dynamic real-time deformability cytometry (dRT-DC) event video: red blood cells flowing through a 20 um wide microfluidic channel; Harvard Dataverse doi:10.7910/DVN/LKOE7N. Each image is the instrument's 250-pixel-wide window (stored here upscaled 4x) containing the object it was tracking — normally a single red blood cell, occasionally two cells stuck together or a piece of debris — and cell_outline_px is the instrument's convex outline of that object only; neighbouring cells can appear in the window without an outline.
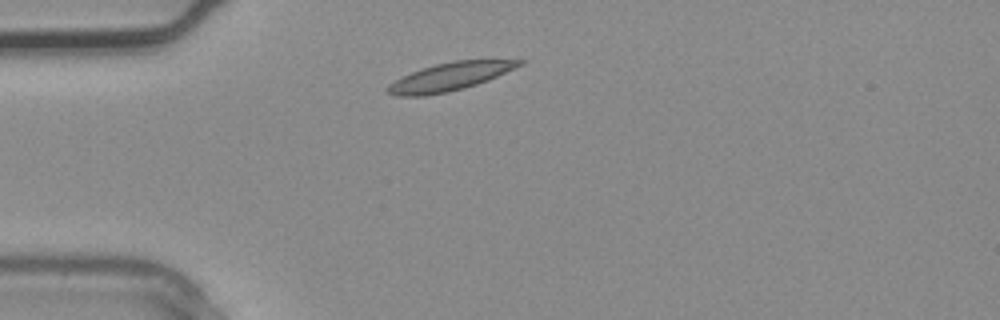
{"species": "common noctule bat (a hibernating species)", "species_latin": "Nyctalus noctula", "temperature_condition": "warm", "stored_images_in_passage": 1, "camera_frame_rate_fps": 3000, "um_per_image_px": 0.085, "animal": {"sex": "male", "body_mass_g": 20.4}, "frame": {"image": 1, "passage_image": 1, "time_ms": 0.0, "image_size_px": [1000, 320], "cell_outline_px": [[528, 60], [524, 64], [488, 80], [464, 88], [448, 92], [424, 96], [396, 96], [388, 92], [384, 88], [388, 84], [412, 72], [436, 64], [452, 60]], "centroid_in_image_um": [38.24, 6.52], "position_along_channel_um": 46.8, "area_um2": 21.33}}